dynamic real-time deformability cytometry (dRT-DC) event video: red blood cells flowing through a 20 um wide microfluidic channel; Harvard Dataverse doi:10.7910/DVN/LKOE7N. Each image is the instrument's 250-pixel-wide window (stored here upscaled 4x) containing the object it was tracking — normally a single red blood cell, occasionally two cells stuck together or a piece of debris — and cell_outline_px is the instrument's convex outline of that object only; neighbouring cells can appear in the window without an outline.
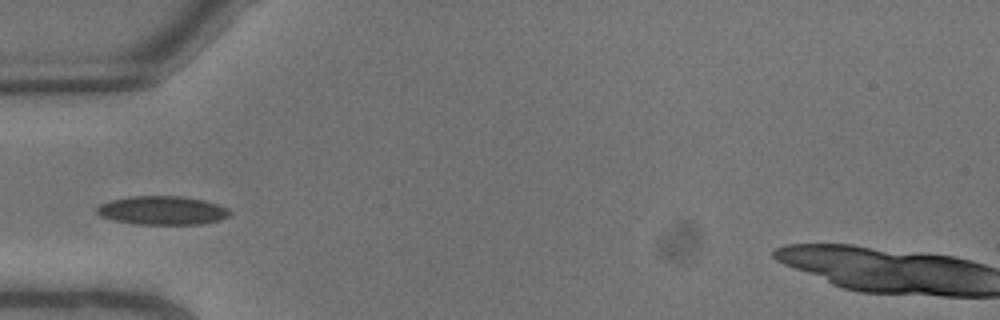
{"species": "common noctule bat (a hibernating species)", "species_latin": "Nyctalus noctula", "temperature_condition": "warm", "stored_images_in_passage": 6, "camera_frame_rate_fps": 3000, "um_per_image_px": 0.085, "animal": {"sex": "male", "body_mass_g": 13.3}, "frame": {"image": 1, "passage_image": 4, "time_ms": 1.0, "image_size_px": [1000, 320], "cell_outline_px": [[232, 212], [228, 216], [220, 220], [200, 224], [136, 224], [112, 220], [100, 216], [96, 212], [96, 208], [100, 204], [112, 200], [132, 196], [184, 196], [204, 200], [228, 208]], "centroid_in_image_um": [13.79, 17.88], "position_along_channel_um": 71.2, "area_um2": 22.25}}
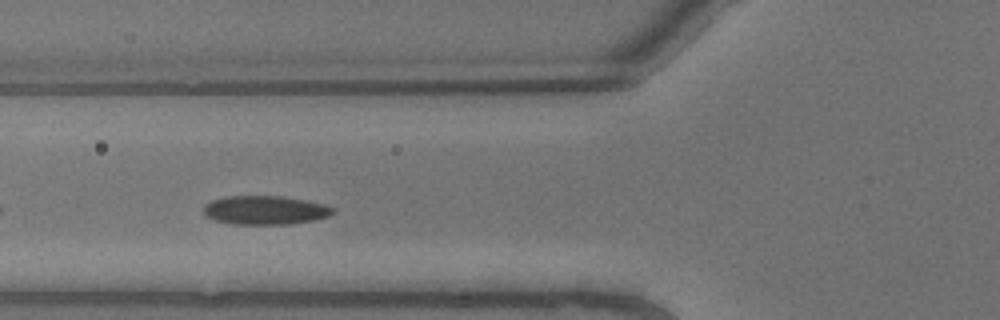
{"frame": {"image": 2, "passage_image": 5, "time_ms": 1.333, "image_size_px": [1000, 320], "cell_outline_px": [[336, 212], [328, 216], [312, 220], [288, 224], [232, 224], [216, 220], [204, 216], [204, 204], [212, 200], [224, 196], [284, 196], [324, 204], [336, 208]], "centroid_in_image_um": [22.53, 17.85], "position_along_channel_um": 103.3, "area_um2": 21.79}}
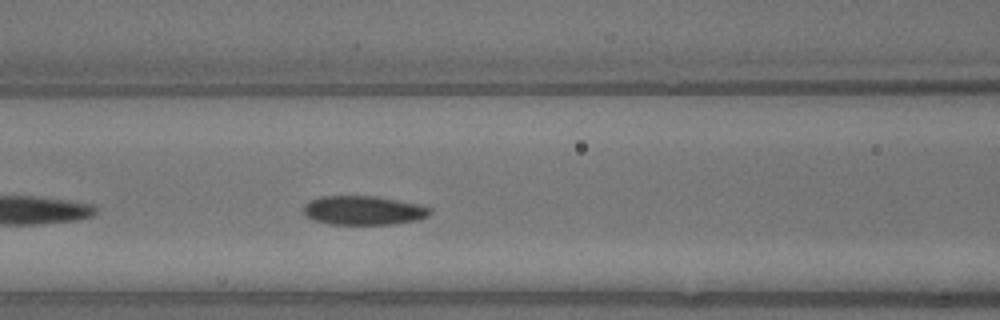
{"frame": {"image": 3, "passage_image": 6, "time_ms": 1.667, "image_size_px": [1000, 320], "cell_outline_px": [[432, 212], [428, 216], [416, 220], [392, 224], [328, 224], [304, 216], [304, 204], [308, 200], [320, 196], [376, 196], [400, 200], [420, 204], [432, 208]], "centroid_in_image_um": [30.9, 17.87], "position_along_channel_um": 135.7, "area_um2": 21.62}}